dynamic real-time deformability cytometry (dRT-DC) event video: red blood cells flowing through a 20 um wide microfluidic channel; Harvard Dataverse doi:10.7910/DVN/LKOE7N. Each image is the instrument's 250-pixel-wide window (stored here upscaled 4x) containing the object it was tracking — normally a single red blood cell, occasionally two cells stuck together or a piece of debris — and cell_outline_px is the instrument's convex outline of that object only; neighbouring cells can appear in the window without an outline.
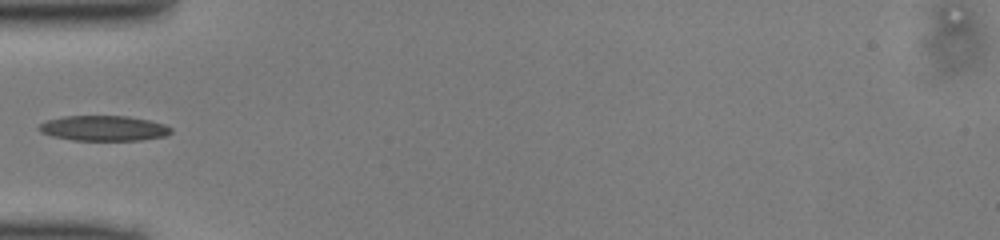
{"species": "common noctule bat (a hibernating species)", "species_latin": "Nyctalus noctula", "temperature_condition": "cold", "stored_images_in_passage": 34, "camera_frame_rate_fps": 3000, "um_per_image_px": 0.085, "animal": {"sex": "male", "body_mass_g": 13.0, "forearm_length_mm": 53.1}, "frame": {"image": 1, "passage_image": 1, "time_ms": 0.0, "image_size_px": [1000, 240], "cell_outline_px": [[172, 132], [164, 136], [140, 140], [72, 140], [52, 136], [40, 132], [36, 128], [40, 124], [48, 120], [64, 116], [128, 116], [148, 120], [164, 124], [172, 128]], "centroid_in_image_um": [8.79, 10.9], "position_along_channel_um": 76.2, "area_um2": 19.36}}
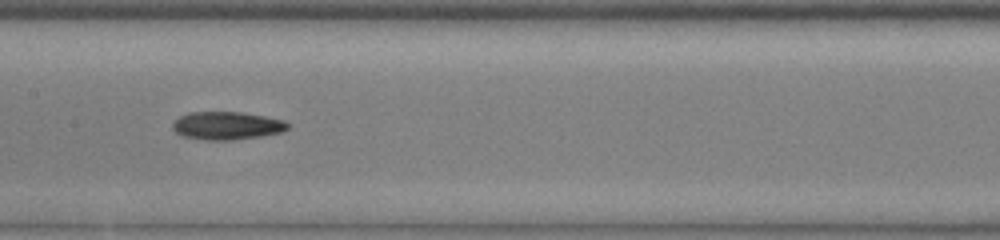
{"frame": {"image": 2, "passage_image": 9, "time_ms": 2.667, "image_size_px": [1000, 240], "cell_outline_px": [[288, 128], [280, 132], [260, 136], [232, 140], [208, 140], [184, 136], [176, 132], [172, 128], [172, 124], [180, 116], [188, 112], [240, 112], [264, 116], [284, 120], [288, 124]], "centroid_in_image_um": [19.27, 10.67], "position_along_channel_um": 188.1, "area_um2": 18.55}}
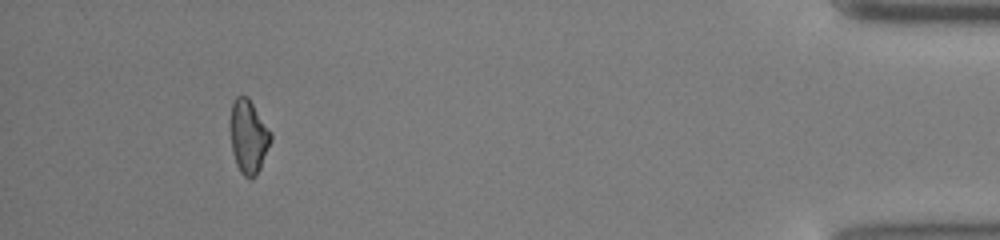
{"frame": {"image": 3, "passage_image": 30, "time_ms": 9.667, "image_size_px": [1000, 240], "cell_outline_px": [[272, 140], [260, 168], [256, 176], [252, 180], [244, 176], [240, 172], [236, 164], [232, 152], [228, 128], [232, 104], [236, 96], [248, 96], [272, 132]], "centroid_in_image_um": [21.1, 11.61], "position_along_channel_um": 414.1, "area_um2": 17.92}}